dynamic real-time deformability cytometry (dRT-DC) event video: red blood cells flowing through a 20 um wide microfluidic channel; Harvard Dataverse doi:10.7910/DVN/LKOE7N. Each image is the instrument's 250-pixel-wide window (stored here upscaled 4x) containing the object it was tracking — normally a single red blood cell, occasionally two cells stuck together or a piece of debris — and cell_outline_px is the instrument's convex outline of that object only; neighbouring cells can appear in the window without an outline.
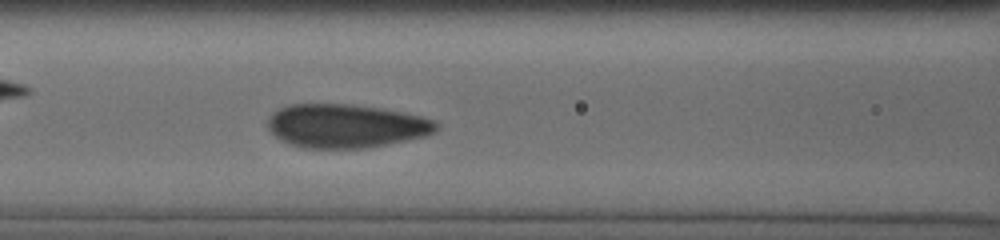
{"species": "human", "species_latin": "Homo sapiens", "temperature_condition": "cold", "stored_images_in_passage": 17, "camera_frame_rate_fps": 3000, "um_per_image_px": 0.085, "donor": {"sex": "male"}, "frame": {"image": 1, "passage_image": 17, "time_ms": 5.0, "image_size_px": [1000, 240], "cell_outline_px": [[440, 128], [436, 132], [428, 136], [368, 148], [304, 148], [288, 144], [280, 140], [268, 128], [268, 116], [272, 112], [280, 108], [292, 104], [352, 104], [380, 108], [404, 112], [436, 120], [440, 124]], "centroid_in_image_um": [29.45, 10.71], "position_along_channel_um": 137.1, "area_um2": 43.41}}